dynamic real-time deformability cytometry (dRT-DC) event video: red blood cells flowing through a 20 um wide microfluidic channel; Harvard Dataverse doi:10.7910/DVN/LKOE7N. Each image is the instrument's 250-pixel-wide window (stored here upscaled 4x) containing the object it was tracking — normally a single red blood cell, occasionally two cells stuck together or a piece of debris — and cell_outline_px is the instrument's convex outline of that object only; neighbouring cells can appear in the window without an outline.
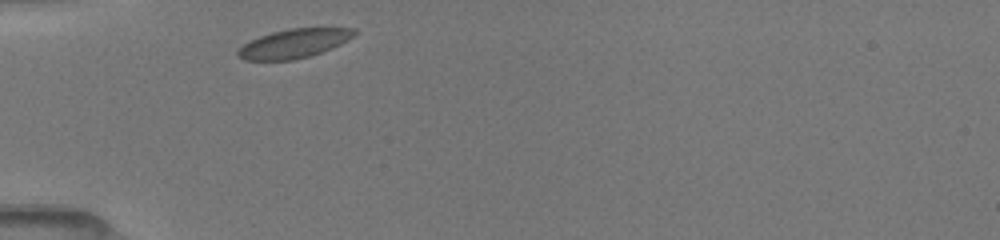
{"species": "common noctule bat (a hibernating species)", "species_latin": "Nyctalus noctula", "temperature_condition": "room temperature", "stored_images_in_passage": 29, "camera_frame_rate_fps": 3000, "um_per_image_px": 0.085, "animal": {"sex": "female", "body_mass_g": 19.5, "forearm_length_mm": 54.1}, "frame": {"image": 1, "passage_image": 1, "time_ms": 0.0, "image_size_px": [1000, 240], "cell_outline_px": [[356, 32], [348, 40], [332, 48], [308, 56], [292, 60], [244, 60], [236, 56], [236, 52], [244, 44], [260, 36], [272, 32], [288, 28], [356, 28]], "centroid_in_image_um": [24.97, 3.69], "position_along_channel_um": 60.0, "area_um2": 19.48}}
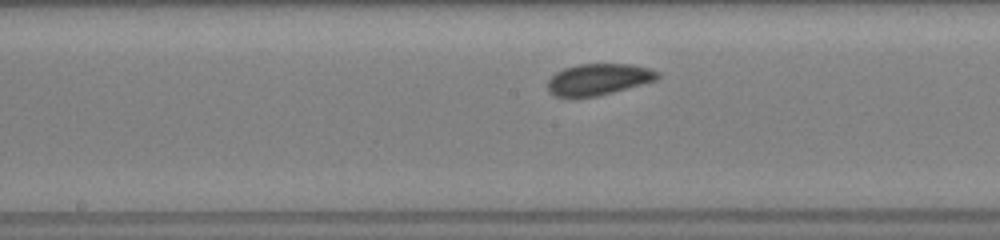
{"frame": {"image": 2, "passage_image": 12, "time_ms": 3.667, "image_size_px": [1000, 240], "cell_outline_px": [[660, 76], [656, 80], [612, 92], [596, 96], [556, 96], [548, 92], [548, 80], [556, 72], [564, 68], [580, 64], [632, 64], [648, 68], [660, 72]], "centroid_in_image_um": [50.88, 6.73], "position_along_channel_um": 197.3, "area_um2": 19.83}}
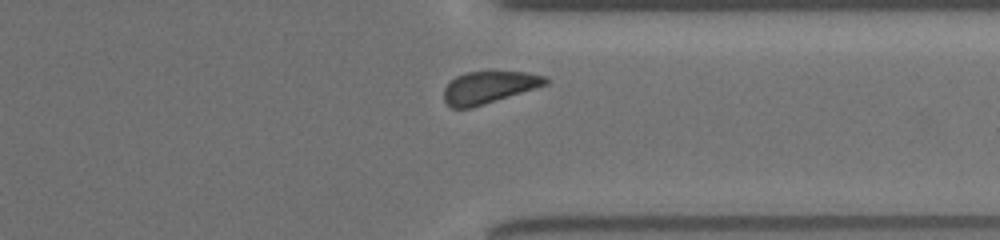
{"frame": {"image": 3, "passage_image": 25, "time_ms": 8.0, "image_size_px": [1000, 240], "cell_outline_px": [[548, 84], [536, 88], [472, 108], [452, 108], [444, 100], [444, 88], [456, 76], [464, 72], [524, 72], [548, 76]], "centroid_in_image_um": [41.56, 7.42], "position_along_channel_um": 369.8, "area_um2": 18.96}}